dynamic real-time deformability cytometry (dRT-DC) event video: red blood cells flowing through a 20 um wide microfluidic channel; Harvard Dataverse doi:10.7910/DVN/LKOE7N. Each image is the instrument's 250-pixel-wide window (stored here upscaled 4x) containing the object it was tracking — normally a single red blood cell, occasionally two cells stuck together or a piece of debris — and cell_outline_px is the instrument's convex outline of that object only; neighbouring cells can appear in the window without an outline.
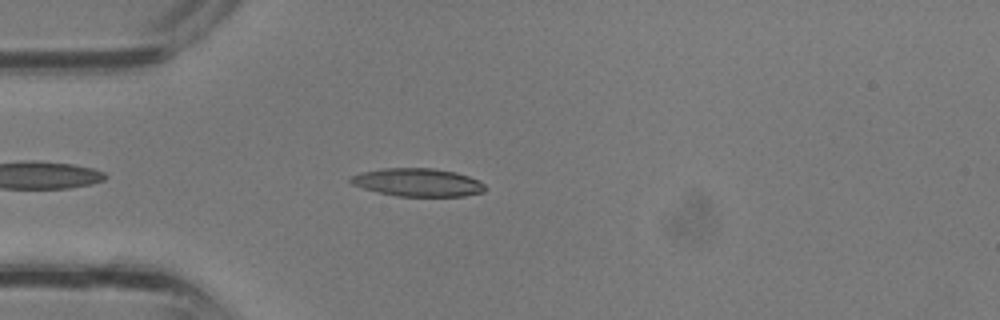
{"species": "common noctule bat (a hibernating species)", "species_latin": "Nyctalus noctula", "temperature_condition": "room temperature", "stored_images_in_passage": 24, "camera_frame_rate_fps": 3000, "um_per_image_px": 0.085, "animal": {"sex": "male", "body_mass_g": 13.3}, "frame": {"image": 1, "passage_image": 3, "time_ms": 0.667, "image_size_px": [1000, 320], "cell_outline_px": [[488, 188], [484, 192], [464, 196], [396, 196], [364, 188], [352, 184], [348, 180], [352, 176], [360, 172], [384, 168], [432, 168], [456, 172], [468, 176], [484, 184]], "centroid_in_image_um": [35.53, 15.5], "position_along_channel_um": 49.5, "area_um2": 21.91}}
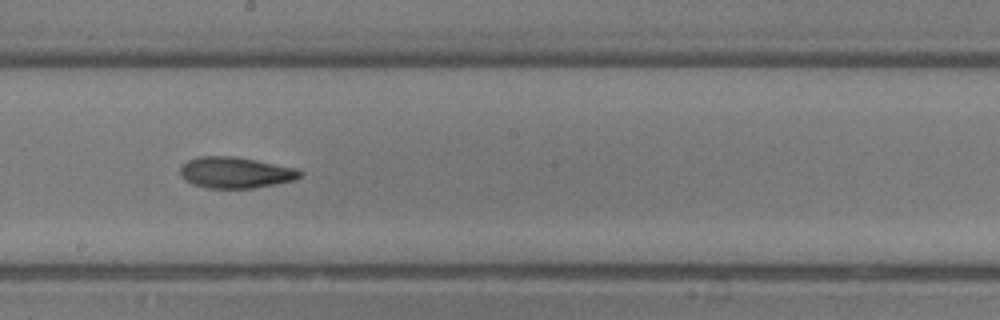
{"frame": {"image": 2, "passage_image": 13, "time_ms": 4.0, "image_size_px": [1000, 320], "cell_outline_px": [[304, 172], [296, 180], [252, 188], [208, 188], [192, 184], [184, 180], [180, 176], [180, 168], [188, 160], [200, 156], [232, 156], [256, 160], [296, 168]], "centroid_in_image_um": [20.01, 14.67], "position_along_channel_um": 228.2, "area_um2": 21.73}}
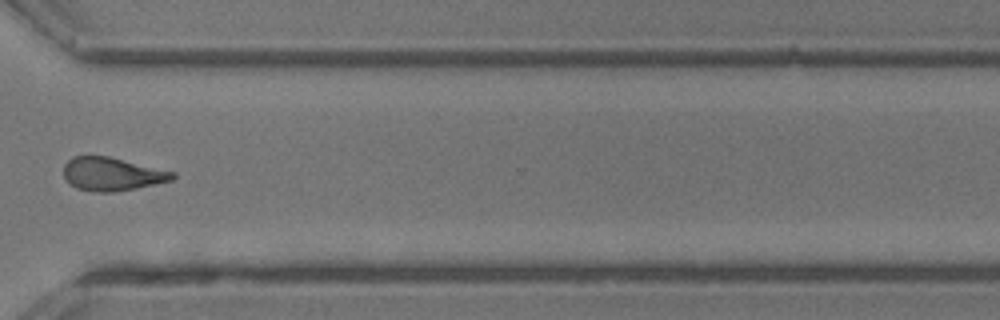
{"frame": {"image": 3, "passage_image": 20, "time_ms": 6.333, "image_size_px": [1000, 320], "cell_outline_px": [[176, 176], [172, 180], [136, 188], [112, 192], [92, 192], [76, 188], [64, 176], [64, 164], [72, 156], [108, 156], [176, 172]], "centroid_in_image_um": [9.53, 14.79], "position_along_channel_um": 361.1, "area_um2": 21.04}}